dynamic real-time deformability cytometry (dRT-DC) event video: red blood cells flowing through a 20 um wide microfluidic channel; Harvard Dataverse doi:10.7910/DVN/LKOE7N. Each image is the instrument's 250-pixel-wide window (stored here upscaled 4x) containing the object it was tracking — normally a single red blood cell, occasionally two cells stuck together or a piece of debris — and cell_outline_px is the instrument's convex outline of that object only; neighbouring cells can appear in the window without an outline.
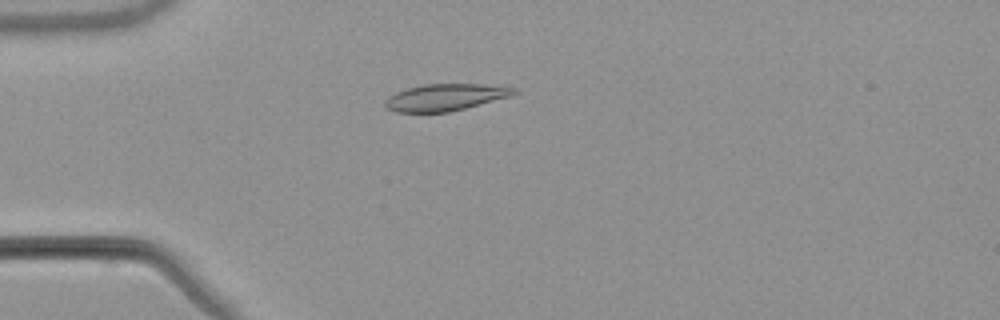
{"species": "common noctule bat (a hibernating species)", "species_latin": "Nyctalus noctula", "temperature_condition": "warm", "stored_images_in_passage": 47, "camera_frame_rate_fps": 3000, "um_per_image_px": 0.085, "animal": {"sex": "male", "body_mass_g": 21.5, "forearm_length_mm": 52.0}, "frame": {"image": 1, "passage_image": 15, "time_ms": 4.667, "image_size_px": [1000, 320], "cell_outline_px": [[520, 92], [512, 96], [448, 112], [396, 112], [384, 108], [384, 100], [388, 96], [396, 92], [408, 88], [424, 84], [484, 84], [516, 88]], "centroid_in_image_um": [37.84, 8.27], "position_along_channel_um": 47.2, "area_um2": 20.23}}
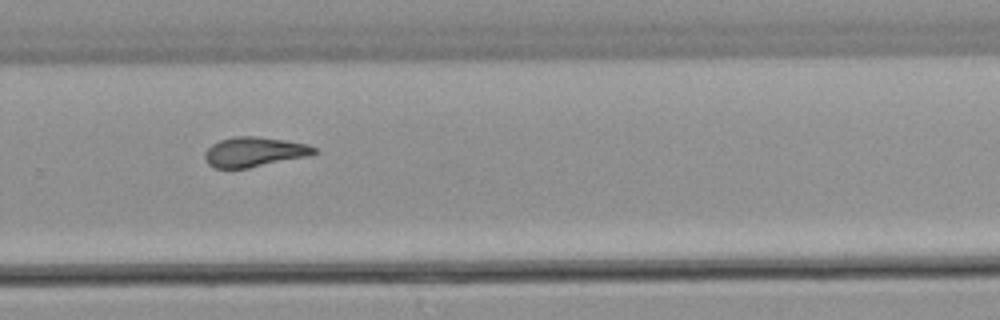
{"frame": {"image": 2, "passage_image": 37, "time_ms": 12.0, "image_size_px": [1000, 320], "cell_outline_px": [[320, 152], [308, 156], [248, 168], [212, 168], [204, 160], [204, 152], [212, 144], [220, 140], [236, 136], [256, 136], [284, 140], [308, 144], [316, 148]], "centroid_in_image_um": [21.6, 12.91], "position_along_channel_um": 308.2, "area_um2": 19.07}}
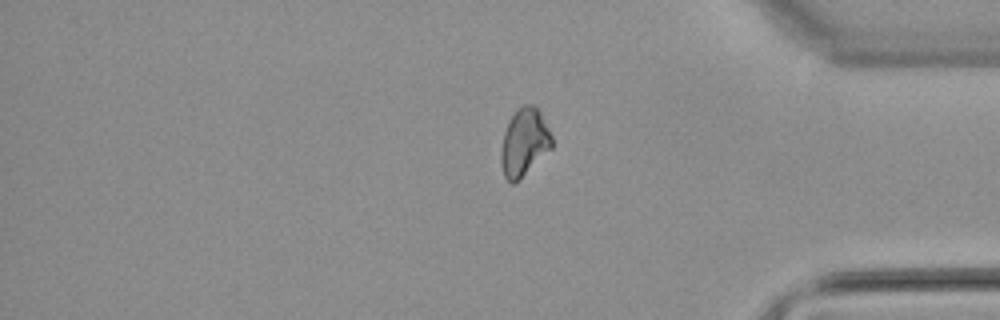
{"frame": {"image": 3, "passage_image": 45, "time_ms": 14.667, "image_size_px": [1000, 320], "cell_outline_px": [[552, 148], [516, 184], [512, 184], [504, 176], [500, 160], [500, 152], [504, 132], [508, 120], [524, 104], [532, 104], [540, 112], [552, 136]], "centroid_in_image_um": [44.55, 12.14], "position_along_channel_um": 390.7, "area_um2": 20.06}, "authors_computed_cell_mechanics": {"area_um2": 19.8832, "velocity_mm_per_s": 3.8238, "shape_relaxation_time_tau1_ms": 7.11, "shape_relaxation_time_tau2_ms": 1.856, "deformation_change_tau1": 0.1891, "deformation_change_tau2": 0.0794}}